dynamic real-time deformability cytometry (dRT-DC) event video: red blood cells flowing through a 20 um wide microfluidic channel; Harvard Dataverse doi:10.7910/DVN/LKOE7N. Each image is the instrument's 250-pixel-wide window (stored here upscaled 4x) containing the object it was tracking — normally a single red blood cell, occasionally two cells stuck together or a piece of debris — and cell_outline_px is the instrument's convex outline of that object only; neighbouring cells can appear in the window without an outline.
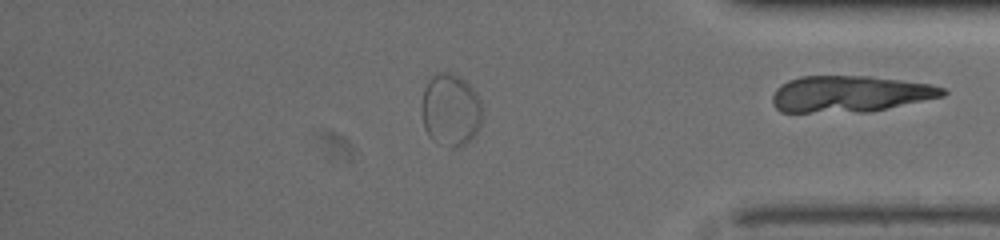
{"species": "common noctule bat (a hibernating species)", "species_latin": "Nyctalus noctula", "temperature_condition": "warm", "stored_images_in_passage": 51, "segment_of_instrument_passage": [2, 2], "camera_frame_rate_fps": 3000, "um_per_image_px": 0.085, "animal": {"sex": "female", "body_mass_g": 19.5, "forearm_length_mm": 54.1}, "frame": {"image": 1, "passage_image": 51, "time_ms": 16.667, "image_size_px": [1000, 240], "cell_outline_px": [[948, 92], [944, 96], [868, 112], [780, 112], [776, 108], [772, 100], [772, 96], [776, 88], [780, 84], [788, 80], [800, 76], [872, 76], [932, 84], [944, 88]], "centroid_in_image_um": [72.24, 7.98], "position_along_channel_um": 363.0, "area_um2": 36.3}}